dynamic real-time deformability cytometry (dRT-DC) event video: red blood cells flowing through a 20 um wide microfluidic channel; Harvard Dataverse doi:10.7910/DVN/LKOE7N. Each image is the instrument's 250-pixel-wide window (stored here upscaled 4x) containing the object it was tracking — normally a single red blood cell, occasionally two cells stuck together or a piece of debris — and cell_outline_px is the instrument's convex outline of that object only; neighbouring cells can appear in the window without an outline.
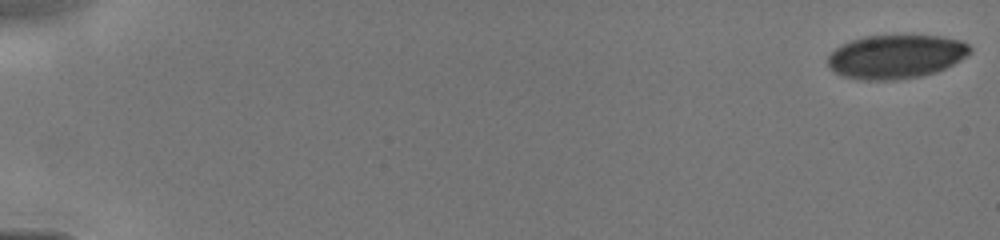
{"species": "human", "species_latin": "Homo sapiens", "temperature_condition": "cold", "stored_images_in_passage": 24, "camera_frame_rate_fps": 3000, "um_per_image_px": 0.085, "donor": {"sex": "male"}, "frame": {"image": 1, "passage_image": 1, "time_ms": 0.0, "image_size_px": [1000, 240], "cell_outline_px": [[972, 52], [960, 60], [936, 72], [924, 76], [896, 80], [860, 80], [844, 76], [836, 72], [828, 64], [828, 56], [840, 44], [864, 36], [940, 36], [960, 40], [968, 44], [972, 48]], "centroid_in_image_um": [76.17, 4.82], "position_along_channel_um": 8.8, "area_um2": 36.24}}